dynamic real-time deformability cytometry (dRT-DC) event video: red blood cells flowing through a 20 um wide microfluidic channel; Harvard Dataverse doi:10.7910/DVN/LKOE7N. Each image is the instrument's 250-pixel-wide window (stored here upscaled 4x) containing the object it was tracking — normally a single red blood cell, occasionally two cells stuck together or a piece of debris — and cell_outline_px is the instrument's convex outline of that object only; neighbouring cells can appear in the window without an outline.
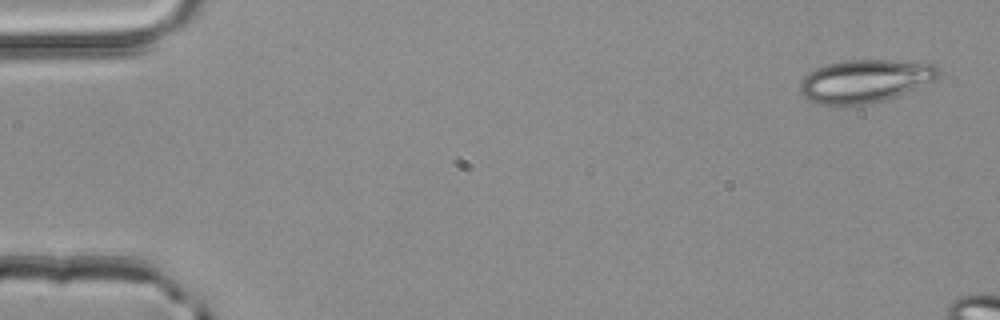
{"species": "common noctule bat (a hibernating species)", "species_latin": "Nyctalus noctula", "temperature_condition": "room temperature", "stored_images_in_passage": 3, "camera_frame_rate_fps": 3000, "um_per_image_px": 0.085, "animal": {"sex": "male", "body_mass_g": 20.4}, "frame": {"image": 1, "passage_image": 1, "time_ms": 0.0, "image_size_px": [1000, 320], "cell_outline_px": [[940, 76], [936, 80], [896, 96], [884, 100], [864, 104], [820, 104], [808, 100], [800, 92], [800, 84], [804, 76], [808, 72], [816, 68], [828, 64], [848, 60], [892, 60], [936, 64], [940, 68]], "centroid_in_image_um": [73.55, 6.87], "position_along_channel_um": 11.4, "area_um2": 34.51}}